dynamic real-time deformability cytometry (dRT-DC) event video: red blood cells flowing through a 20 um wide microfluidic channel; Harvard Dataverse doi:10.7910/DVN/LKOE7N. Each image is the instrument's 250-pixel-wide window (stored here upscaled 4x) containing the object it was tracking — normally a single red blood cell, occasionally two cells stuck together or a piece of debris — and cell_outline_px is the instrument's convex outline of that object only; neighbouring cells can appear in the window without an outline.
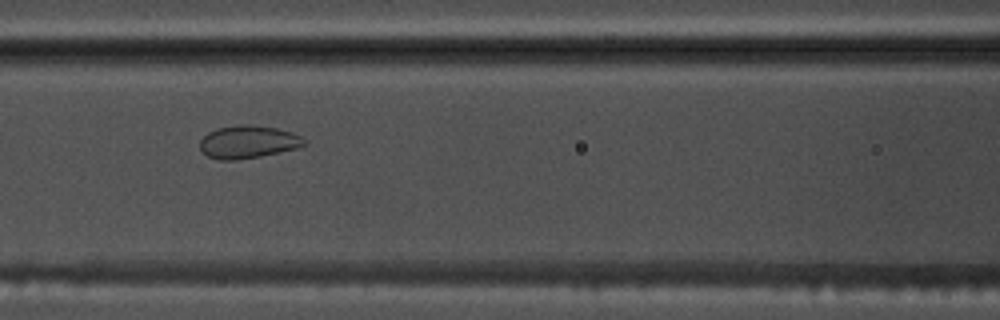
{"species": "common noctule bat (a hibernating species)", "species_latin": "Nyctalus noctula", "temperature_condition": "warm", "stored_images_in_passage": 53, "camera_frame_rate_fps": 3000, "um_per_image_px": 0.085, "animal": {"sex": "male", "body_mass_g": 17.5, "forearm_length_mm": 52.3}, "frame": {"image": 1, "passage_image": 23, "time_ms": 7.333, "image_size_px": [1000, 320], "cell_outline_px": [[308, 144], [296, 148], [260, 156], [236, 160], [220, 160], [208, 156], [200, 148], [200, 140], [208, 132], [216, 128], [240, 124], [248, 124], [276, 128], [292, 132], [300, 136]], "centroid_in_image_um": [21.07, 12.05], "position_along_channel_um": 145.5, "area_um2": 19.83}}
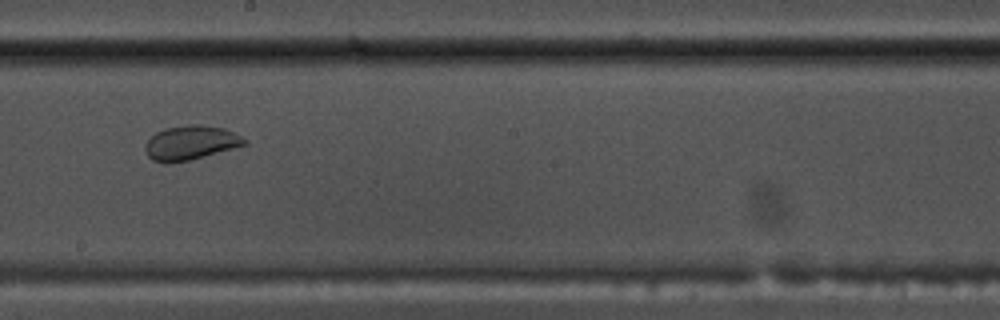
{"frame": {"image": 2, "passage_image": 30, "time_ms": 9.667, "image_size_px": [1000, 320], "cell_outline_px": [[248, 144], [204, 156], [188, 160], [168, 164], [152, 160], [148, 156], [144, 148], [144, 144], [156, 132], [164, 128], [188, 124], [204, 124], [224, 128], [248, 140]], "centroid_in_image_um": [16.19, 12.12], "position_along_channel_um": 232.0, "area_um2": 19.94}}
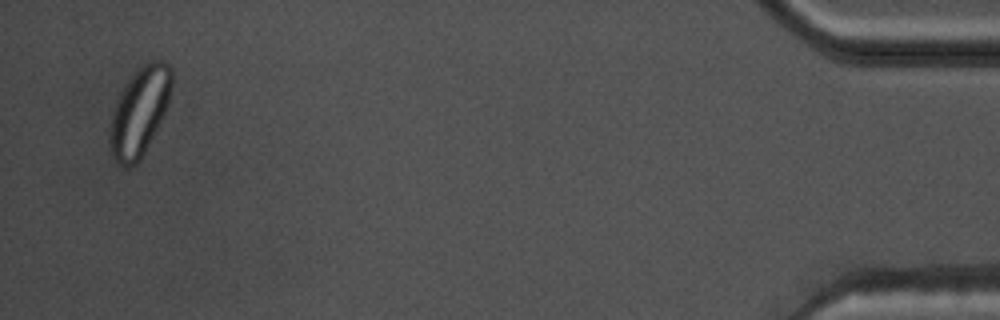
{"frame": {"image": 3, "passage_image": 52, "time_ms": 17.0, "image_size_px": [1000, 320], "cell_outline_px": [[172, 84], [168, 104], [140, 160], [136, 164], [128, 168], [124, 168], [112, 156], [108, 144], [108, 128], [112, 112], [116, 100], [120, 92], [128, 80], [140, 64], [148, 60], [160, 60], [168, 64], [172, 68]], "centroid_in_image_um": [11.82, 9.47], "position_along_channel_um": 423.4, "area_um2": 32.14}, "authors_computed_cell_mechanics": {"area_um2": 26.01, "velocity_mm_per_s": 3.7297, "shape_relaxation_time_tau1_ms": 4.8477, "shape_relaxation_time_tau2_ms": null, "deformation_change_tau1": 0.0647, "deformation_change_tau2": null}}